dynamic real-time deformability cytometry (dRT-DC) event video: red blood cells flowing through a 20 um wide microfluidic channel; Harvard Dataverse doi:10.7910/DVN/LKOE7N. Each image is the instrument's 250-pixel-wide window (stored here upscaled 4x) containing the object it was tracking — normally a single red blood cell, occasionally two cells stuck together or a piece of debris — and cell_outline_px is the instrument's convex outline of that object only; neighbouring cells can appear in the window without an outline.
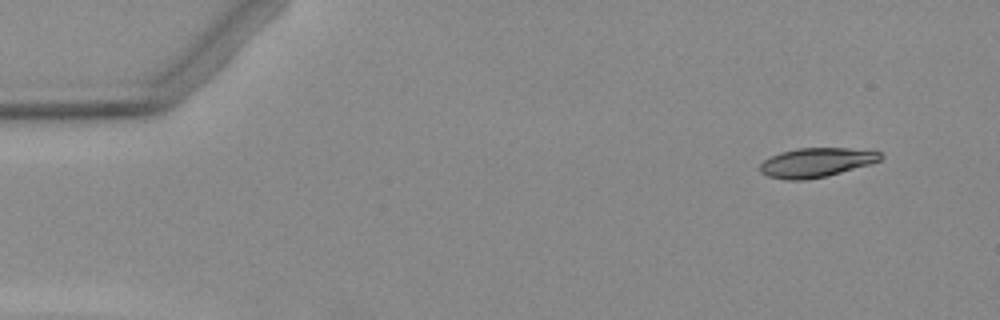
{"species": "Egyptian fruit bat (a non-hibernating species)", "species_latin": "Rousettus aegyptiacus", "temperature_condition": "warm", "stored_images_in_passage": 3, "camera_frame_rate_fps": 3000, "um_per_image_px": 0.085, "animal": {"sex": "female"}, "frame": {"image": 1, "passage_image": 1, "time_ms": 0.0, "image_size_px": [1000, 320], "cell_outline_px": [[884, 156], [880, 160], [868, 164], [828, 176], [804, 180], [784, 180], [768, 176], [760, 172], [760, 164], [764, 160], [780, 152], [800, 148], [848, 148], [880, 152]], "centroid_in_image_um": [69.35, 13.82], "position_along_channel_um": 15.6, "area_um2": 20.4}}
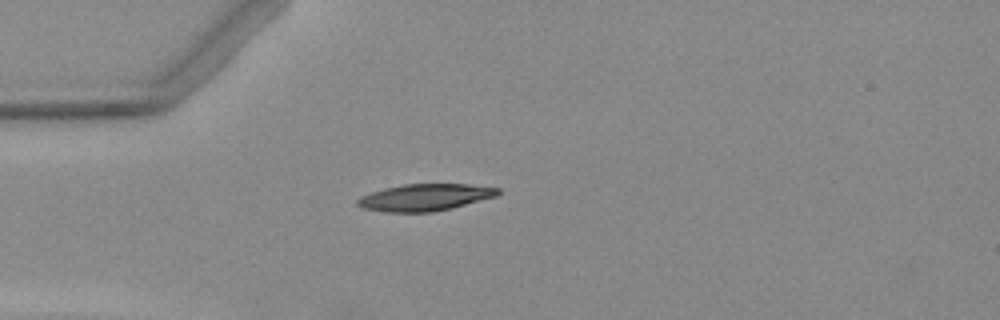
{"frame": {"image": 2, "passage_image": 3, "time_ms": 3.333, "image_size_px": [1000, 320], "cell_outline_px": [[500, 192], [496, 196], [452, 208], [432, 212], [388, 212], [364, 208], [356, 204], [356, 200], [360, 196], [384, 188], [404, 184], [468, 184], [500, 188]], "centroid_in_image_um": [36.12, 16.77], "position_along_channel_um": 48.9, "area_um2": 21.91}}